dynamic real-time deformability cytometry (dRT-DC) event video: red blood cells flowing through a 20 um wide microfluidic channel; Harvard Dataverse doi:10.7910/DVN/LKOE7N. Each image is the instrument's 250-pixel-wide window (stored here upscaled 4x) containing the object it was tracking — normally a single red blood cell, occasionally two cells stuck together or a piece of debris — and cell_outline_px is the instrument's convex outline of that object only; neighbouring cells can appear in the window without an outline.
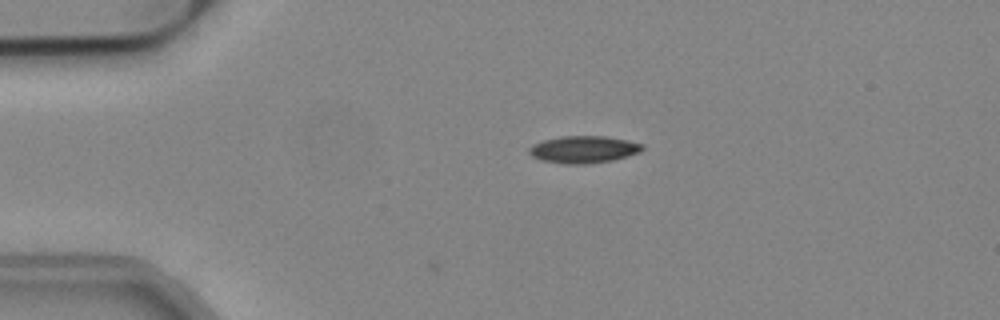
{"species": "common noctule bat (a hibernating species)", "species_latin": "Nyctalus noctula", "temperature_condition": "cold", "stored_images_in_passage": 4, "camera_frame_rate_fps": 3000, "um_per_image_px": 0.085, "animal": {"sex": "male", "body_mass_g": 19.2, "forearm_length_mm": 51.8}, "frame": {"image": 1, "passage_image": 1, "time_ms": 0.0, "image_size_px": [1000, 320], "cell_outline_px": [[644, 148], [640, 152], [628, 156], [612, 160], [584, 164], [564, 164], [540, 160], [532, 156], [528, 152], [528, 148], [532, 144], [544, 140], [560, 136], [604, 136], [644, 144]], "centroid_in_image_um": [49.57, 12.7], "position_along_channel_um": 35.4, "area_um2": 17.92}}